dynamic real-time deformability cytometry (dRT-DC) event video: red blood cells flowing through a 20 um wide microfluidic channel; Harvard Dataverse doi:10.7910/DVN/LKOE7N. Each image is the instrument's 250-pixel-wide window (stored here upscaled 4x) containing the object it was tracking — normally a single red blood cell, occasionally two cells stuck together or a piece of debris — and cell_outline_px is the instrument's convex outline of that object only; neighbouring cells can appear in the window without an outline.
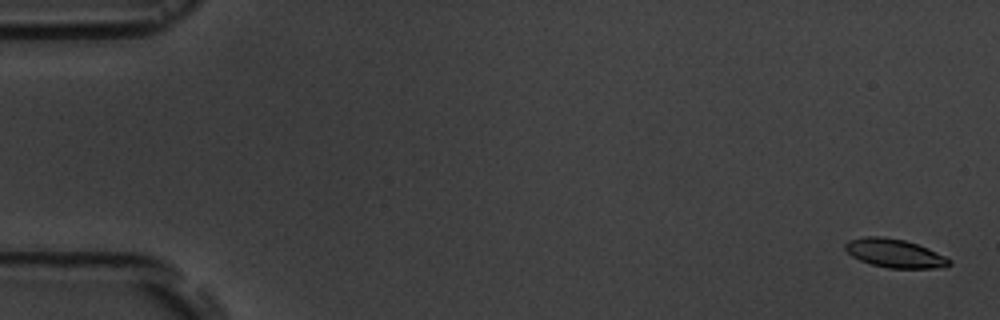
{"species": "common noctule bat (a hibernating species)", "species_latin": "Nyctalus noctula", "temperature_condition": "room temperature", "stored_images_in_passage": 6, "segment_of_instrument_passage": [1, 2], "camera_frame_rate_fps": 3000, "um_per_image_px": 0.085, "animal": {"sex": "male", "body_mass_g": 19.5, "forearm_length_mm": 54.6}, "frame": {"image": 1, "passage_image": 1, "time_ms": 0.0, "image_size_px": [1000, 320], "cell_outline_px": [[952, 264], [936, 268], [888, 268], [872, 264], [860, 260], [852, 256], [844, 248], [844, 244], [848, 240], [864, 236], [880, 236], [904, 240], [928, 248], [952, 260]], "centroid_in_image_um": [76.03, 21.52], "position_along_channel_um": 9.0, "area_um2": 17.22}}
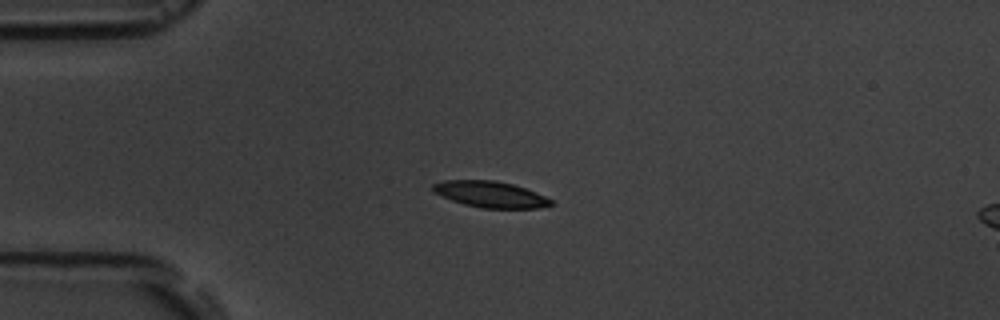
{"frame": {"image": 2, "passage_image": 4, "time_ms": 4.333, "image_size_px": [1000, 320], "cell_outline_px": [[552, 204], [540, 208], [480, 208], [464, 204], [452, 200], [432, 192], [432, 184], [444, 180], [496, 180], [512, 184], [536, 192], [552, 200]], "centroid_in_image_um": [41.65, 16.51], "position_along_channel_um": 43.4, "area_um2": 17.98}}